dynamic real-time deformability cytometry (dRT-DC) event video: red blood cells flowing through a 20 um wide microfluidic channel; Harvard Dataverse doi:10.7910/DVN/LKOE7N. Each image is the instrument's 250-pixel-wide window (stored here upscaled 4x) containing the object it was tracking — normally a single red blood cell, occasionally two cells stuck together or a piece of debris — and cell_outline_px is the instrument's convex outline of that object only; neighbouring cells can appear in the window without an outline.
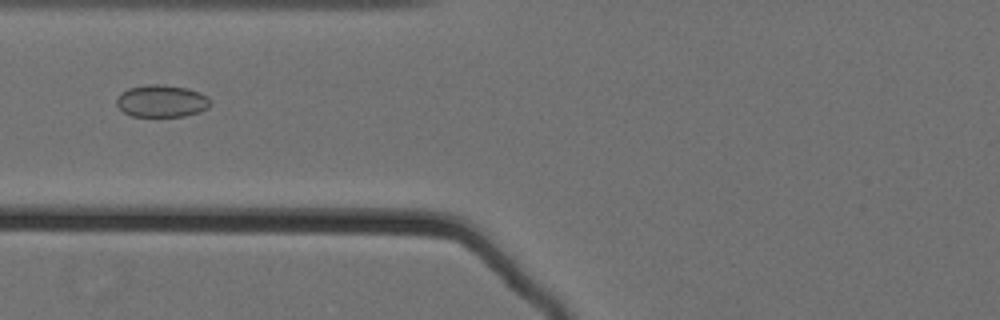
{"species": "Egyptian fruit bat (a non-hibernating species)", "species_latin": "Rousettus aegyptiacus", "temperature_condition": "cold", "stored_images_in_passage": 62, "camera_frame_rate_fps": 3000, "um_per_image_px": 0.085, "animal": {"sex": "female"}, "frame": {"image": 1, "passage_image": 30, "time_ms": 9.667, "image_size_px": [1000, 320], "cell_outline_px": [[212, 104], [208, 108], [200, 112], [184, 116], [132, 116], [124, 112], [116, 104], [116, 96], [120, 92], [128, 88], [148, 84], [164, 84], [188, 88], [200, 92], [208, 96], [212, 100]], "centroid_in_image_um": [13.76, 8.57], "position_along_channel_um": 112.0, "area_um2": 17.98}}
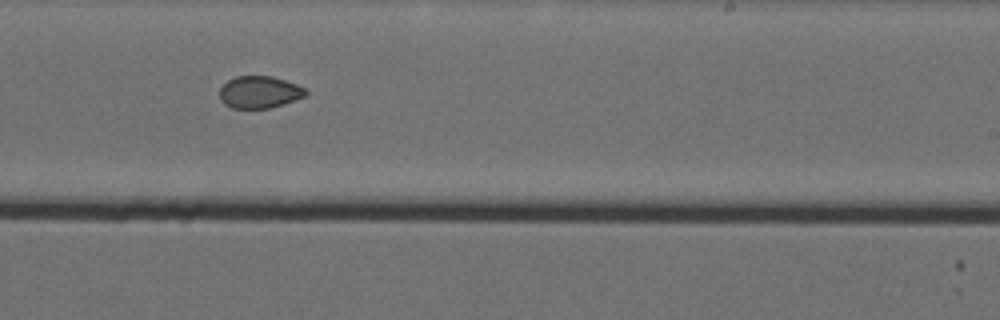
{"frame": {"image": 2, "passage_image": 43, "time_ms": 14.0, "image_size_px": [1000, 320], "cell_outline_px": [[308, 92], [304, 96], [268, 108], [232, 108], [224, 104], [220, 100], [220, 88], [228, 80], [236, 76], [272, 76], [296, 84], [304, 88]], "centroid_in_image_um": [22.0, 7.82], "position_along_channel_um": 267.0, "area_um2": 15.84}}
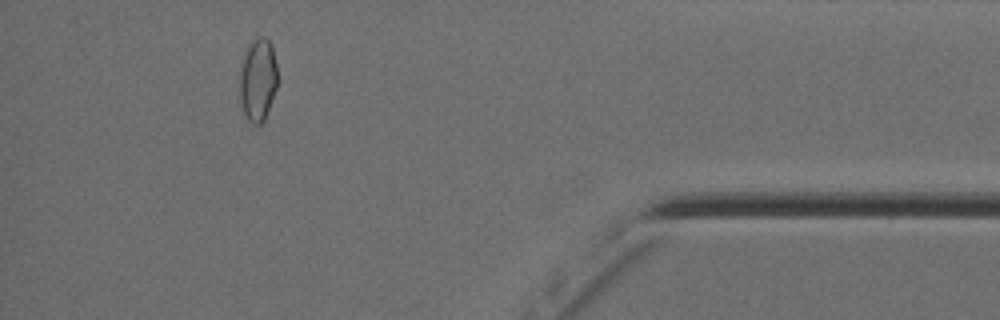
{"frame": {"image": 3, "passage_image": 58, "time_ms": 19.0, "image_size_px": [1000, 320], "cell_outline_px": [[280, 80], [264, 120], [260, 124], [252, 124], [244, 116], [240, 100], [240, 72], [248, 48], [252, 40], [260, 36], [264, 36], [272, 44]], "centroid_in_image_um": [21.96, 6.8], "position_along_channel_um": 413.2, "area_um2": 18.44}, "authors_computed_cell_mechanics": {"area_um2": 18.6405, "velocity_mm_per_s": 3.566, "shape_relaxation_time_tau1_ms": null, "shape_relaxation_time_tau2_ms": 3.1203, "deformation_change_tau1": null, "deformation_change_tau2": 0.053}}